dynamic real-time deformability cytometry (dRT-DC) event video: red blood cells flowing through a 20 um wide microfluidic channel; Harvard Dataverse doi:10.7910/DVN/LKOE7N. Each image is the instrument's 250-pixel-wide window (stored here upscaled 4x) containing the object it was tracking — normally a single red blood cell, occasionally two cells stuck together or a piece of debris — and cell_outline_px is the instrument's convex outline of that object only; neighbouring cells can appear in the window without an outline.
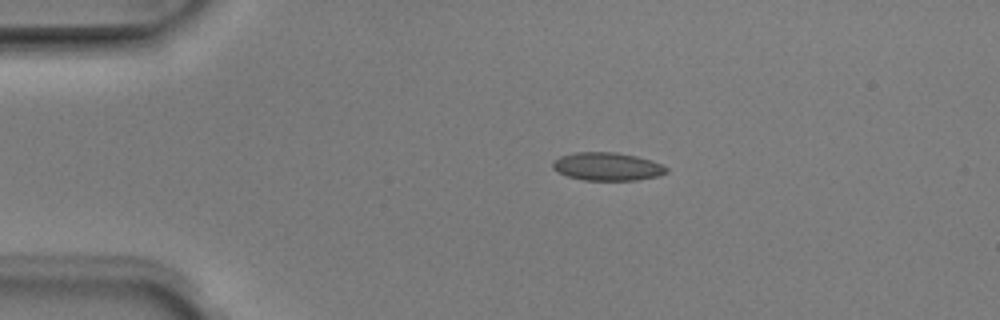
{"species": "Egyptian fruit bat (a non-hibernating species)", "species_latin": "Rousettus aegyptiacus", "temperature_condition": "room temperature", "stored_images_in_passage": 2, "camera_frame_rate_fps": 3000, "um_per_image_px": 0.085, "animal": {"sex": "male"}, "frame": {"image": 1, "passage_image": 1, "time_ms": 0.0, "image_size_px": [1000, 320], "cell_outline_px": [[668, 172], [656, 176], [636, 180], [584, 180], [568, 176], [556, 172], [552, 168], [552, 160], [560, 156], [576, 152], [616, 152], [636, 156], [652, 160], [668, 168]], "centroid_in_image_um": [51.58, 14.15], "position_along_channel_um": 33.4, "area_um2": 18.67}}
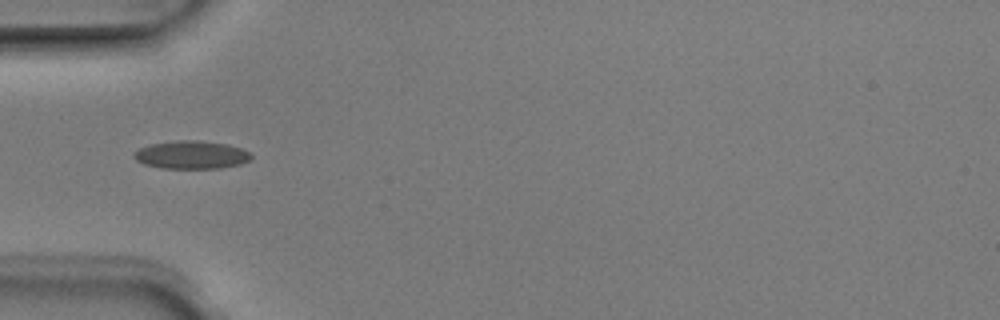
{"frame": {"image": 2, "passage_image": 2, "time_ms": 0.333, "image_size_px": [1000, 320], "cell_outline_px": [[252, 156], [248, 160], [240, 164], [220, 168], [160, 168], [144, 164], [136, 160], [132, 156], [132, 152], [148, 144], [176, 140], [200, 140], [228, 144], [240, 148], [248, 152]], "centroid_in_image_um": [16.21, 13.15], "position_along_channel_um": 68.8, "area_um2": 19.25}}